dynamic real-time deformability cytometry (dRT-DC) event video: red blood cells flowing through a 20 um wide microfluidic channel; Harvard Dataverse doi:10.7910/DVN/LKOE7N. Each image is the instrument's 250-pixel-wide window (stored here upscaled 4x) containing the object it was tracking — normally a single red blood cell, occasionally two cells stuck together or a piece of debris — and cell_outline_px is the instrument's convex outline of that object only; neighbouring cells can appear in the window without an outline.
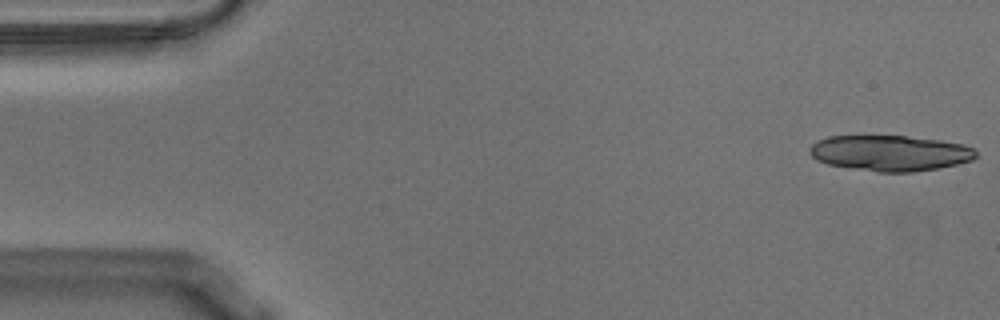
{"species": "Egyptian fruit bat (a non-hibernating species)", "species_latin": "Rousettus aegyptiacus", "temperature_condition": "warm", "stored_images_in_passage": 15, "camera_frame_rate_fps": 3000, "um_per_image_px": 0.085, "animal": {"sex": "male"}, "frame": {"image": 1, "passage_image": 1, "time_ms": 0.0, "image_size_px": [1000, 320], "cell_outline_px": [[976, 156], [972, 160], [956, 164], [936, 168], [912, 172], [876, 172], [828, 164], [816, 160], [808, 152], [808, 148], [816, 140], [828, 136], [904, 136], [940, 140], [964, 144], [976, 148]], "centroid_in_image_um": [75.63, 13.0], "position_along_channel_um": 9.4, "area_um2": 34.68}}